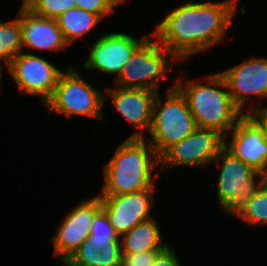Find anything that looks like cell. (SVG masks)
I'll return each instance as SVG.
<instances>
[{
    "label": "cell",
    "mask_w": 267,
    "mask_h": 266,
    "mask_svg": "<svg viewBox=\"0 0 267 266\" xmlns=\"http://www.w3.org/2000/svg\"><path fill=\"white\" fill-rule=\"evenodd\" d=\"M158 92L146 89H126L117 86L106 87L104 102L112 99L113 106L125 121L136 127L128 138H145L152 123V107ZM110 95V96H109Z\"/></svg>",
    "instance_id": "obj_14"
},
{
    "label": "cell",
    "mask_w": 267,
    "mask_h": 266,
    "mask_svg": "<svg viewBox=\"0 0 267 266\" xmlns=\"http://www.w3.org/2000/svg\"><path fill=\"white\" fill-rule=\"evenodd\" d=\"M247 115L259 126L263 132L264 139L267 141V107H258Z\"/></svg>",
    "instance_id": "obj_28"
},
{
    "label": "cell",
    "mask_w": 267,
    "mask_h": 266,
    "mask_svg": "<svg viewBox=\"0 0 267 266\" xmlns=\"http://www.w3.org/2000/svg\"><path fill=\"white\" fill-rule=\"evenodd\" d=\"M148 37L145 35L141 38H134V36L120 31L102 33L90 46L89 58L82 66L86 70L95 69L117 78L133 52Z\"/></svg>",
    "instance_id": "obj_13"
},
{
    "label": "cell",
    "mask_w": 267,
    "mask_h": 266,
    "mask_svg": "<svg viewBox=\"0 0 267 266\" xmlns=\"http://www.w3.org/2000/svg\"><path fill=\"white\" fill-rule=\"evenodd\" d=\"M247 226L267 225V185L263 183L248 204L236 215Z\"/></svg>",
    "instance_id": "obj_21"
},
{
    "label": "cell",
    "mask_w": 267,
    "mask_h": 266,
    "mask_svg": "<svg viewBox=\"0 0 267 266\" xmlns=\"http://www.w3.org/2000/svg\"><path fill=\"white\" fill-rule=\"evenodd\" d=\"M224 147L253 170L261 174L265 173L267 141L264 139L262 130L247 114L225 136Z\"/></svg>",
    "instance_id": "obj_15"
},
{
    "label": "cell",
    "mask_w": 267,
    "mask_h": 266,
    "mask_svg": "<svg viewBox=\"0 0 267 266\" xmlns=\"http://www.w3.org/2000/svg\"><path fill=\"white\" fill-rule=\"evenodd\" d=\"M221 167L217 179V203L225 214L236 216L264 183V176L253 170L225 147L214 159Z\"/></svg>",
    "instance_id": "obj_5"
},
{
    "label": "cell",
    "mask_w": 267,
    "mask_h": 266,
    "mask_svg": "<svg viewBox=\"0 0 267 266\" xmlns=\"http://www.w3.org/2000/svg\"><path fill=\"white\" fill-rule=\"evenodd\" d=\"M122 254L142 253L153 250H164L170 245L162 241L160 225L155 218L136 224L121 238Z\"/></svg>",
    "instance_id": "obj_17"
},
{
    "label": "cell",
    "mask_w": 267,
    "mask_h": 266,
    "mask_svg": "<svg viewBox=\"0 0 267 266\" xmlns=\"http://www.w3.org/2000/svg\"><path fill=\"white\" fill-rule=\"evenodd\" d=\"M88 241L95 250L107 247L109 244H121L119 236L116 234L113 226L101 208L93 217Z\"/></svg>",
    "instance_id": "obj_20"
},
{
    "label": "cell",
    "mask_w": 267,
    "mask_h": 266,
    "mask_svg": "<svg viewBox=\"0 0 267 266\" xmlns=\"http://www.w3.org/2000/svg\"><path fill=\"white\" fill-rule=\"evenodd\" d=\"M163 250L146 251L134 254H122L121 266H153Z\"/></svg>",
    "instance_id": "obj_25"
},
{
    "label": "cell",
    "mask_w": 267,
    "mask_h": 266,
    "mask_svg": "<svg viewBox=\"0 0 267 266\" xmlns=\"http://www.w3.org/2000/svg\"><path fill=\"white\" fill-rule=\"evenodd\" d=\"M153 266H181L180 260L171 244L158 255Z\"/></svg>",
    "instance_id": "obj_27"
},
{
    "label": "cell",
    "mask_w": 267,
    "mask_h": 266,
    "mask_svg": "<svg viewBox=\"0 0 267 266\" xmlns=\"http://www.w3.org/2000/svg\"><path fill=\"white\" fill-rule=\"evenodd\" d=\"M23 51L19 8L15 19L7 22L0 21V66L4 67L5 64L8 67L12 60Z\"/></svg>",
    "instance_id": "obj_19"
},
{
    "label": "cell",
    "mask_w": 267,
    "mask_h": 266,
    "mask_svg": "<svg viewBox=\"0 0 267 266\" xmlns=\"http://www.w3.org/2000/svg\"><path fill=\"white\" fill-rule=\"evenodd\" d=\"M121 244H109L99 250L98 266H121Z\"/></svg>",
    "instance_id": "obj_26"
},
{
    "label": "cell",
    "mask_w": 267,
    "mask_h": 266,
    "mask_svg": "<svg viewBox=\"0 0 267 266\" xmlns=\"http://www.w3.org/2000/svg\"><path fill=\"white\" fill-rule=\"evenodd\" d=\"M155 188L119 195H98L101 208L105 211L110 224L121 238L136 224L155 218L151 208L155 206Z\"/></svg>",
    "instance_id": "obj_11"
},
{
    "label": "cell",
    "mask_w": 267,
    "mask_h": 266,
    "mask_svg": "<svg viewBox=\"0 0 267 266\" xmlns=\"http://www.w3.org/2000/svg\"><path fill=\"white\" fill-rule=\"evenodd\" d=\"M225 146V136L213 129L196 128L179 143L170 146L160 157L158 170L171 167L208 166Z\"/></svg>",
    "instance_id": "obj_8"
},
{
    "label": "cell",
    "mask_w": 267,
    "mask_h": 266,
    "mask_svg": "<svg viewBox=\"0 0 267 266\" xmlns=\"http://www.w3.org/2000/svg\"><path fill=\"white\" fill-rule=\"evenodd\" d=\"M204 78L205 83L190 78L184 83L178 77L175 86L186 98L198 128L213 129L226 136L245 114L233 102L218 72Z\"/></svg>",
    "instance_id": "obj_3"
},
{
    "label": "cell",
    "mask_w": 267,
    "mask_h": 266,
    "mask_svg": "<svg viewBox=\"0 0 267 266\" xmlns=\"http://www.w3.org/2000/svg\"><path fill=\"white\" fill-rule=\"evenodd\" d=\"M99 250L85 240L72 256L61 266H98Z\"/></svg>",
    "instance_id": "obj_23"
},
{
    "label": "cell",
    "mask_w": 267,
    "mask_h": 266,
    "mask_svg": "<svg viewBox=\"0 0 267 266\" xmlns=\"http://www.w3.org/2000/svg\"><path fill=\"white\" fill-rule=\"evenodd\" d=\"M218 73L224 79L233 102L244 114L261 107L262 101L267 100V57L253 56ZM253 96L261 100L257 104H248ZM247 104L248 111L244 112Z\"/></svg>",
    "instance_id": "obj_9"
},
{
    "label": "cell",
    "mask_w": 267,
    "mask_h": 266,
    "mask_svg": "<svg viewBox=\"0 0 267 266\" xmlns=\"http://www.w3.org/2000/svg\"><path fill=\"white\" fill-rule=\"evenodd\" d=\"M3 68L4 67H2V66H0V92H1V85H2V83H1V81H2V71H3Z\"/></svg>",
    "instance_id": "obj_29"
},
{
    "label": "cell",
    "mask_w": 267,
    "mask_h": 266,
    "mask_svg": "<svg viewBox=\"0 0 267 266\" xmlns=\"http://www.w3.org/2000/svg\"><path fill=\"white\" fill-rule=\"evenodd\" d=\"M56 20L69 45L91 33L96 25L102 21L97 14L80 8L69 9L57 17Z\"/></svg>",
    "instance_id": "obj_18"
},
{
    "label": "cell",
    "mask_w": 267,
    "mask_h": 266,
    "mask_svg": "<svg viewBox=\"0 0 267 266\" xmlns=\"http://www.w3.org/2000/svg\"><path fill=\"white\" fill-rule=\"evenodd\" d=\"M166 92L164 101L159 92L155 96L152 123L148 133L151 139H147L159 157L170 146L179 143L197 128L186 98L175 86V82Z\"/></svg>",
    "instance_id": "obj_4"
},
{
    "label": "cell",
    "mask_w": 267,
    "mask_h": 266,
    "mask_svg": "<svg viewBox=\"0 0 267 266\" xmlns=\"http://www.w3.org/2000/svg\"><path fill=\"white\" fill-rule=\"evenodd\" d=\"M22 46L40 51H63L70 46L60 30L57 20L40 17L32 13L23 4L20 7Z\"/></svg>",
    "instance_id": "obj_16"
},
{
    "label": "cell",
    "mask_w": 267,
    "mask_h": 266,
    "mask_svg": "<svg viewBox=\"0 0 267 266\" xmlns=\"http://www.w3.org/2000/svg\"><path fill=\"white\" fill-rule=\"evenodd\" d=\"M104 91L87 83L75 67L63 71L52 97L45 103L49 114L58 113L67 118L83 116L103 120Z\"/></svg>",
    "instance_id": "obj_6"
},
{
    "label": "cell",
    "mask_w": 267,
    "mask_h": 266,
    "mask_svg": "<svg viewBox=\"0 0 267 266\" xmlns=\"http://www.w3.org/2000/svg\"><path fill=\"white\" fill-rule=\"evenodd\" d=\"M23 51L8 65L7 71L15 82L19 93L39 96L45 103L52 97L59 76L63 72L45 58Z\"/></svg>",
    "instance_id": "obj_10"
},
{
    "label": "cell",
    "mask_w": 267,
    "mask_h": 266,
    "mask_svg": "<svg viewBox=\"0 0 267 266\" xmlns=\"http://www.w3.org/2000/svg\"><path fill=\"white\" fill-rule=\"evenodd\" d=\"M263 176H264V183L267 185V169L265 173L263 174Z\"/></svg>",
    "instance_id": "obj_30"
},
{
    "label": "cell",
    "mask_w": 267,
    "mask_h": 266,
    "mask_svg": "<svg viewBox=\"0 0 267 266\" xmlns=\"http://www.w3.org/2000/svg\"><path fill=\"white\" fill-rule=\"evenodd\" d=\"M238 0L187 2L168 13L152 35L179 61L221 44L237 11Z\"/></svg>",
    "instance_id": "obj_1"
},
{
    "label": "cell",
    "mask_w": 267,
    "mask_h": 266,
    "mask_svg": "<svg viewBox=\"0 0 267 266\" xmlns=\"http://www.w3.org/2000/svg\"><path fill=\"white\" fill-rule=\"evenodd\" d=\"M126 0H76L77 8L97 14L102 20Z\"/></svg>",
    "instance_id": "obj_24"
},
{
    "label": "cell",
    "mask_w": 267,
    "mask_h": 266,
    "mask_svg": "<svg viewBox=\"0 0 267 266\" xmlns=\"http://www.w3.org/2000/svg\"><path fill=\"white\" fill-rule=\"evenodd\" d=\"M146 139L127 138L119 144L103 167L105 180L99 195H119L157 188L154 179L159 171L155 175L153 171L156 165H160V160Z\"/></svg>",
    "instance_id": "obj_2"
},
{
    "label": "cell",
    "mask_w": 267,
    "mask_h": 266,
    "mask_svg": "<svg viewBox=\"0 0 267 266\" xmlns=\"http://www.w3.org/2000/svg\"><path fill=\"white\" fill-rule=\"evenodd\" d=\"M22 4L32 13L56 19L69 9L77 8L76 0H22Z\"/></svg>",
    "instance_id": "obj_22"
},
{
    "label": "cell",
    "mask_w": 267,
    "mask_h": 266,
    "mask_svg": "<svg viewBox=\"0 0 267 266\" xmlns=\"http://www.w3.org/2000/svg\"><path fill=\"white\" fill-rule=\"evenodd\" d=\"M176 62L178 60L171 52L151 34L127 60L114 85L159 92V80L165 77L169 69H173Z\"/></svg>",
    "instance_id": "obj_7"
},
{
    "label": "cell",
    "mask_w": 267,
    "mask_h": 266,
    "mask_svg": "<svg viewBox=\"0 0 267 266\" xmlns=\"http://www.w3.org/2000/svg\"><path fill=\"white\" fill-rule=\"evenodd\" d=\"M101 209V200L98 195L76 204L62 219L49 242L54 245V255L59 256L60 265H63L78 247L88 239L91 224L95 214ZM61 256V257H60Z\"/></svg>",
    "instance_id": "obj_12"
}]
</instances>
